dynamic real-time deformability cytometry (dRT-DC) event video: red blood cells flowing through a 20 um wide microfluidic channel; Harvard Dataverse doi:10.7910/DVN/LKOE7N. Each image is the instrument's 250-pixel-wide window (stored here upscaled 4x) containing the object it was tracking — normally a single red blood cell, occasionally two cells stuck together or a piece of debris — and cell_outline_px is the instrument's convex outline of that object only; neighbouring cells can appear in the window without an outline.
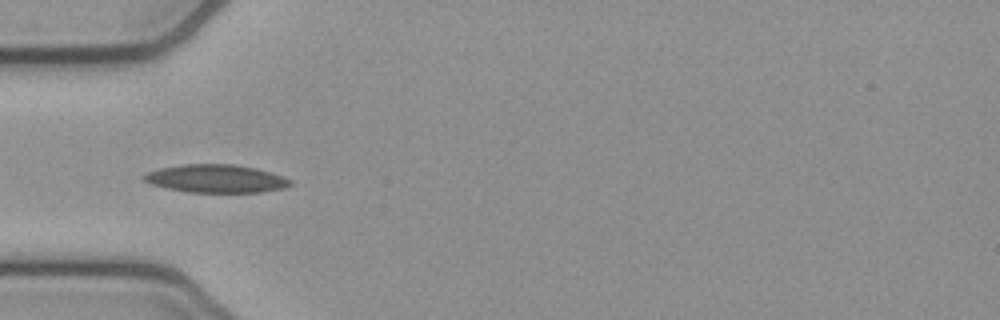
{"species": "common noctule bat (a hibernating species)", "species_latin": "Nyctalus noctula", "temperature_condition": "cold", "stored_images_in_passage": 53, "camera_frame_rate_fps": 3000, "um_per_image_px": 0.085, "animal": {"sex": "female", "body_mass_g": 21.9}, "frame": {"image": 1, "passage_image": 16, "time_ms": 5.0, "image_size_px": [1000, 320], "cell_outline_px": [[292, 184], [284, 188], [260, 192], [188, 192], [168, 188], [152, 184], [144, 180], [140, 176], [148, 172], [160, 168], [180, 164], [232, 164], [256, 168], [284, 176], [292, 180]], "centroid_in_image_um": [18.37, 15.18], "position_along_channel_um": 66.6, "area_um2": 23.93}}
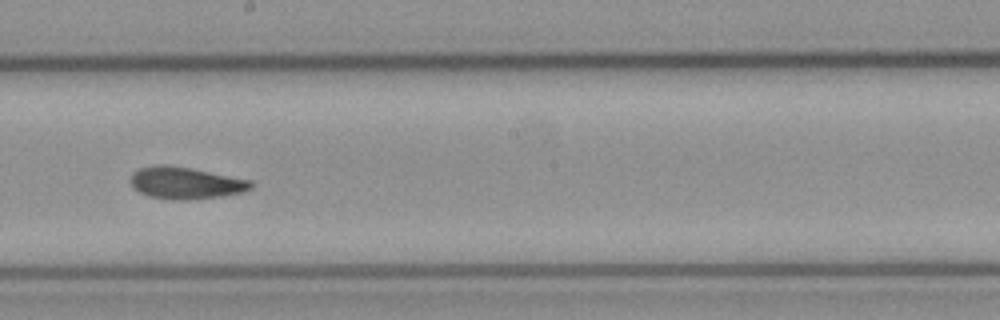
{"frame": {"image": 2, "passage_image": 29, "time_ms": 9.333, "image_size_px": [1000, 320], "cell_outline_px": [[256, 184], [252, 188], [240, 192], [220, 196], [188, 200], [172, 200], [148, 196], [132, 188], [132, 176], [140, 168], [156, 164], [164, 164], [192, 168], [252, 180]], "centroid_in_image_um": [15.81, 15.55], "position_along_channel_um": 232.4, "area_um2": 22.43}}
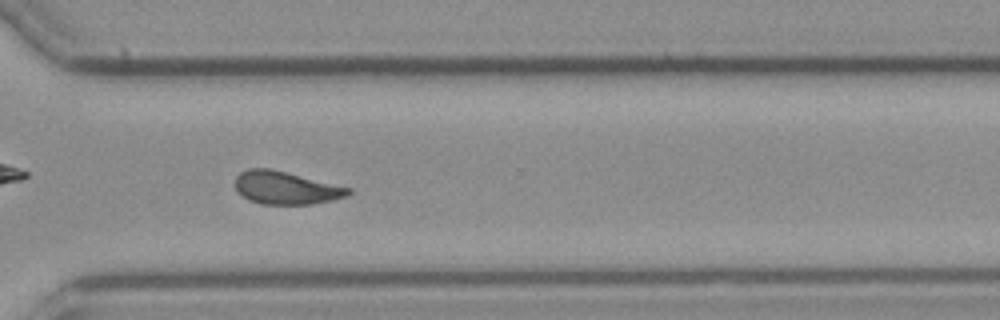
{"frame": {"image": 3, "passage_image": 38, "time_ms": 12.333, "image_size_px": [1000, 320], "cell_outline_px": [[352, 192], [348, 196], [332, 200], [312, 204], [260, 204], [248, 200], [236, 192], [236, 176], [240, 172], [248, 168], [272, 168], [352, 188]], "centroid_in_image_um": [24.3, 15.96], "position_along_channel_um": 346.3, "area_um2": 21.96}, "authors_computed_cell_mechanics": {"area_um2": 21.964, "velocity_mm_per_s": 3.8102, "shape_relaxation_time_tau1_ms": 5.6431, "shape_relaxation_time_tau2_ms": 2.4578, "deformation_change_tau1": 0.1434, "deformation_change_tau2": 0.0809}}